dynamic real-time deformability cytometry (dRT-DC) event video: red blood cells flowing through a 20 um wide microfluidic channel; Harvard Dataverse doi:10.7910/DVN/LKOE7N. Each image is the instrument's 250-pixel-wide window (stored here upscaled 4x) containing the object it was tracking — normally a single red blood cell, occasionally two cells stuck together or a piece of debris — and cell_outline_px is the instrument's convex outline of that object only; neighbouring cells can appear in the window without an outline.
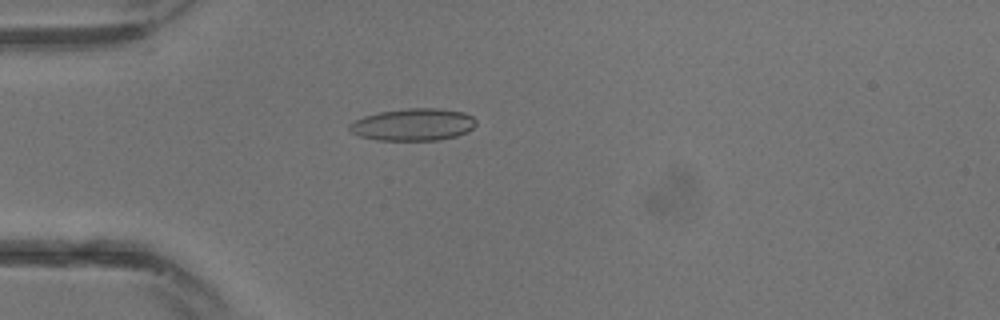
{"species": "common noctule bat (a hibernating species)", "species_latin": "Nyctalus noctula", "temperature_condition": "warm", "stored_images_in_passage": 30, "camera_frame_rate_fps": 3000, "um_per_image_px": 0.085, "animal": {"sex": "male", "body_mass_g": 13.3}, "frame": {"image": 1, "passage_image": 9, "time_ms": 2.667, "image_size_px": [1000, 320], "cell_outline_px": [[476, 124], [468, 132], [456, 136], [440, 140], [376, 140], [360, 136], [352, 132], [348, 128], [348, 124], [364, 116], [380, 112], [408, 108], [440, 108], [464, 112], [472, 116], [476, 120]], "centroid_in_image_um": [35.14, 10.59], "position_along_channel_um": 49.9, "area_um2": 23.81}}
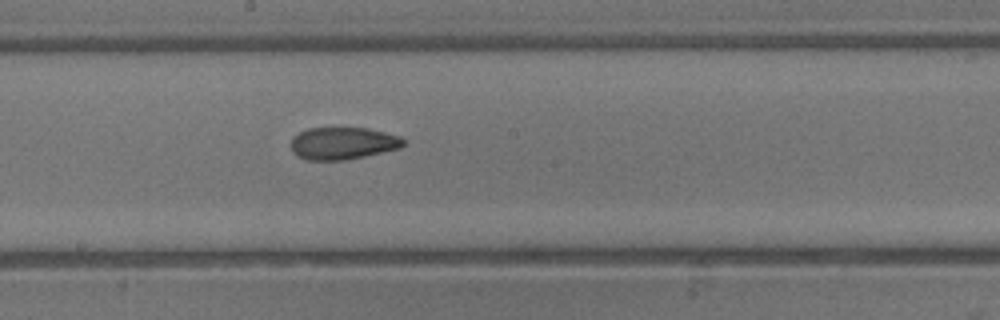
{"frame": {"image": 2, "passage_image": 17, "time_ms": 5.333, "image_size_px": [1000, 320], "cell_outline_px": [[404, 144], [400, 148], [364, 156], [344, 160], [308, 160], [296, 156], [292, 152], [292, 140], [300, 132], [308, 128], [368, 128], [400, 136], [404, 140]], "centroid_in_image_um": [29.14, 12.18], "position_along_channel_um": 219.1, "area_um2": 20.98}}
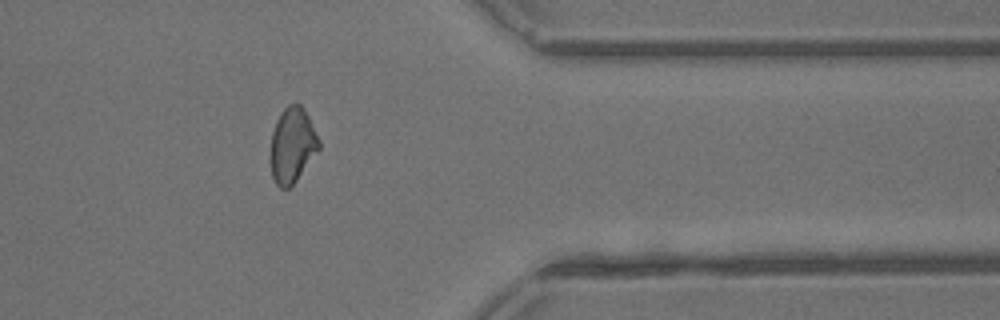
{"frame": {"image": 3, "passage_image": 25, "time_ms": 8.0, "image_size_px": [1000, 320], "cell_outline_px": [[320, 148], [296, 180], [288, 188], [280, 188], [276, 184], [272, 176], [272, 132], [276, 120], [280, 112], [288, 104], [300, 104], [308, 116], [320, 140]], "centroid_in_image_um": [24.86, 12.32], "position_along_channel_um": 386.5, "area_um2": 20.81}}